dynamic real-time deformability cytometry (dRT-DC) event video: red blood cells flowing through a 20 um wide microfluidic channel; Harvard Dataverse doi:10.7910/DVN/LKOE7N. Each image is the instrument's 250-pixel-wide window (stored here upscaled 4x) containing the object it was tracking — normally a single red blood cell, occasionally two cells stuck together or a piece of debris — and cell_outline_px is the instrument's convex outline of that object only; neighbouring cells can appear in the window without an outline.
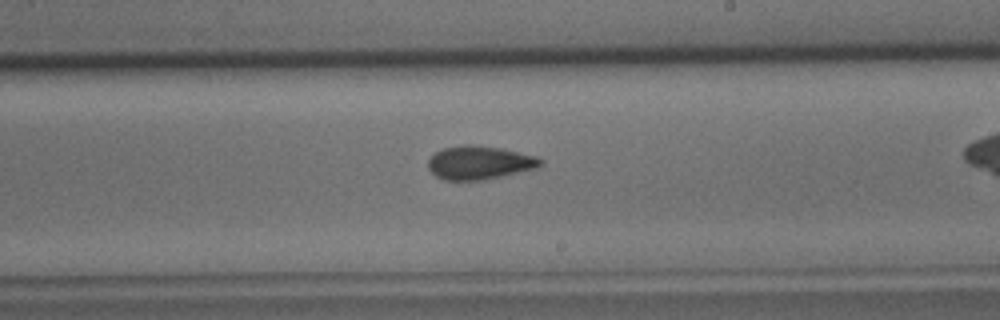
{"species": "common noctule bat (a hibernating species)", "species_latin": "Nyctalus noctula", "temperature_condition": "cold", "stored_images_in_passage": 23, "camera_frame_rate_fps": 3000, "um_per_image_px": 0.085, "animal": {"sex": "male", "body_mass_g": 15.6}, "frame": {"image": 1, "passage_image": 14, "time_ms": 4.333, "image_size_px": [1000, 320], "cell_outline_px": [[544, 160], [536, 168], [500, 176], [480, 180], [444, 180], [436, 176], [428, 168], [428, 160], [436, 152], [444, 148], [464, 144], [472, 144], [500, 148], [536, 156]], "centroid_in_image_um": [40.73, 13.82], "position_along_channel_um": 248.3, "area_um2": 21.68}}
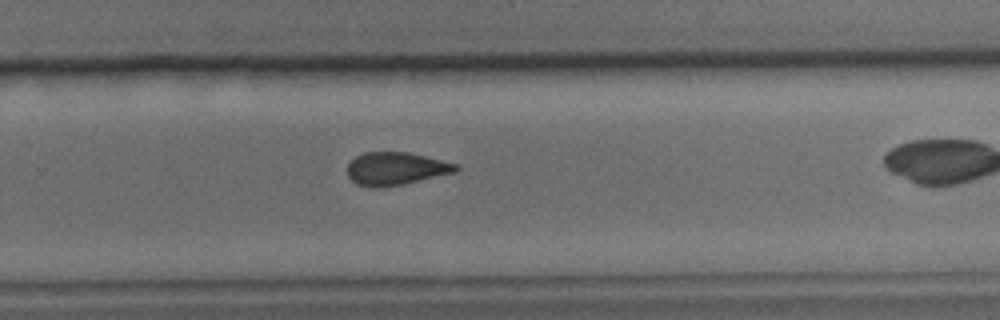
{"frame": {"image": 2, "passage_image": 17, "time_ms": 5.333, "image_size_px": [1000, 320], "cell_outline_px": [[460, 168], [456, 172], [404, 184], [380, 188], [372, 188], [356, 184], [348, 176], [348, 164], [356, 156], [364, 152], [408, 152], [456, 164]], "centroid_in_image_um": [33.62, 14.35], "position_along_channel_um": 296.2, "area_um2": 20.75}}